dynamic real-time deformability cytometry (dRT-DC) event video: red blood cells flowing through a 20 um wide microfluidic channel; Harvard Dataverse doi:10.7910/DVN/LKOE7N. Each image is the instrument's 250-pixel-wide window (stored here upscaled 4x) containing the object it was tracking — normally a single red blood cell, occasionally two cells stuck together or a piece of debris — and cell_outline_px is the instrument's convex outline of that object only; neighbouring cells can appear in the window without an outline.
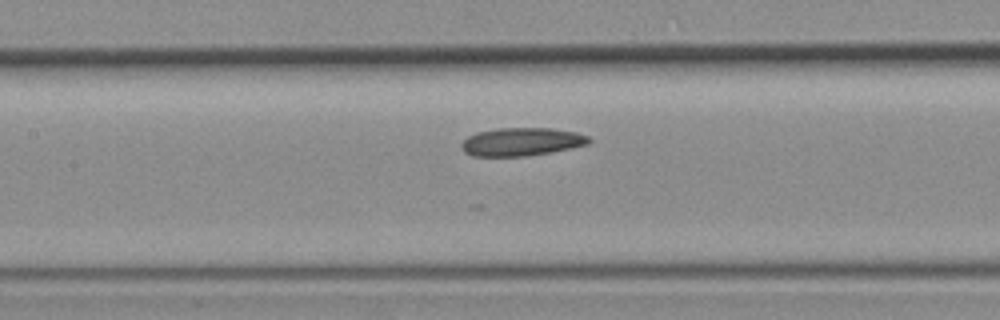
{"species": "common noctule bat (a hibernating species)", "species_latin": "Nyctalus noctula", "temperature_condition": "room temperature", "stored_images_in_passage": 12, "camera_frame_rate_fps": 3000, "um_per_image_px": 0.085, "animal": {"sex": "female", "body_mass_g": 19.3, "forearm_length_mm": 54.1}, "frame": {"image": 1, "passage_image": 6, "time_ms": 1.667, "image_size_px": [1000, 320], "cell_outline_px": [[592, 140], [588, 144], [572, 148], [524, 156], [472, 156], [464, 152], [460, 148], [460, 144], [468, 136], [476, 132], [496, 128], [552, 128], [576, 132], [588, 136]], "centroid_in_image_um": [44.3, 12.04], "position_along_channel_um": 163.1, "area_um2": 20.98}}
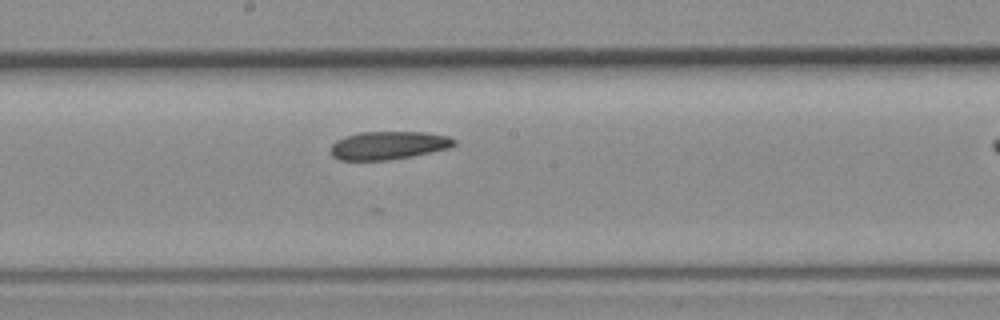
{"frame": {"image": 2, "passage_image": 9, "time_ms": 2.667, "image_size_px": [1000, 320], "cell_outline_px": [[456, 144], [448, 148], [412, 156], [388, 160], [340, 160], [332, 156], [332, 144], [336, 140], [360, 132], [428, 132], [448, 136], [456, 140]], "centroid_in_image_um": [33.04, 12.35], "position_along_channel_um": 215.2, "area_um2": 20.11}}
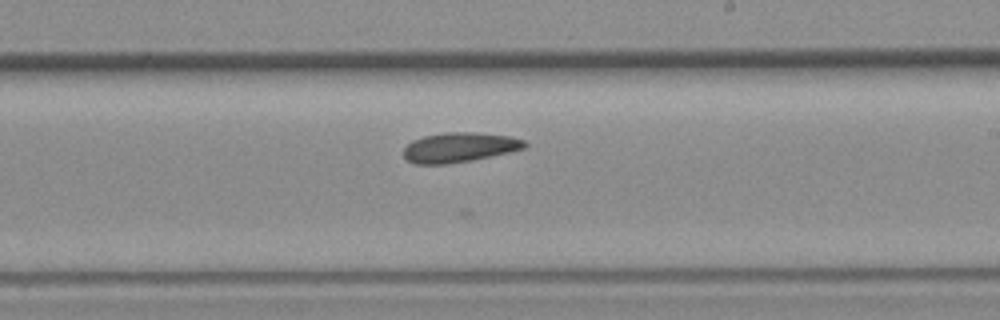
{"frame": {"image": 3, "passage_image": 11, "time_ms": 3.333, "image_size_px": [1000, 320], "cell_outline_px": [[528, 144], [524, 148], [508, 152], [472, 160], [444, 164], [416, 164], [408, 160], [404, 156], [404, 148], [412, 140], [424, 136], [444, 132], [476, 132], [512, 136], [524, 140]], "centroid_in_image_um": [39.05, 12.51], "position_along_channel_um": 249.9, "area_um2": 20.92}}